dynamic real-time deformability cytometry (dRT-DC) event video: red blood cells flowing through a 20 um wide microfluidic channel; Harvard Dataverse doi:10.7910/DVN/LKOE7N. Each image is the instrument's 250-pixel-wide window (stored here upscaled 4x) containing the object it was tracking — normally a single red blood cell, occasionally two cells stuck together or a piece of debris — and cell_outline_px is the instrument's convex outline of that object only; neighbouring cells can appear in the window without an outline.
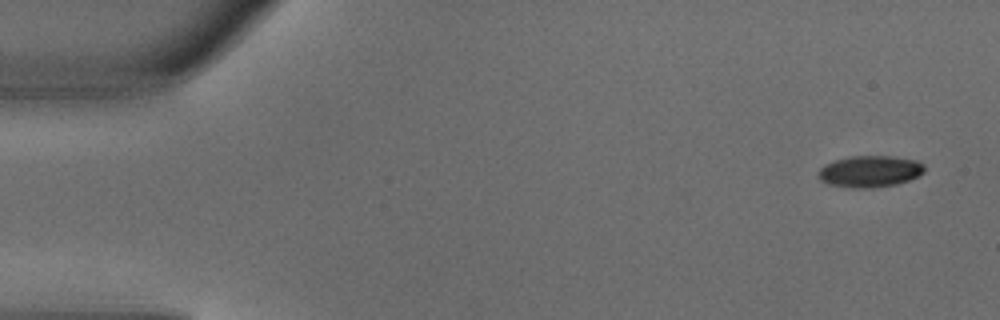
{"species": "common noctule bat (a hibernating species)", "species_latin": "Nyctalus noctula", "temperature_condition": "warm", "stored_images_in_passage": 4, "camera_frame_rate_fps": 3000, "um_per_image_px": 0.085, "animal": {"sex": "male", "body_mass_g": 18.8}, "frame": {"image": 1, "passage_image": 1, "time_ms": 0.0, "image_size_px": [1000, 320], "cell_outline_px": [[924, 172], [908, 180], [896, 184], [872, 188], [848, 188], [828, 184], [820, 180], [816, 172], [824, 164], [836, 160], [852, 156], [892, 156], [916, 160], [924, 164]], "centroid_in_image_um": [73.9, 14.57], "position_along_channel_um": 11.1, "area_um2": 19.59}}